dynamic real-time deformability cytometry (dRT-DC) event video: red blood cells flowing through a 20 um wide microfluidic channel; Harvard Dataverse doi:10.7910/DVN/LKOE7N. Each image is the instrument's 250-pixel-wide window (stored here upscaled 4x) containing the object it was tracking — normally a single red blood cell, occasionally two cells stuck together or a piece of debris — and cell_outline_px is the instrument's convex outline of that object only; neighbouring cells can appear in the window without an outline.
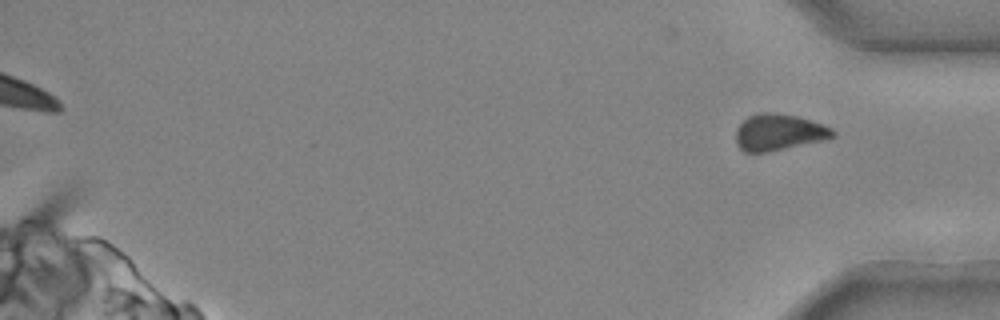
{"species": "common noctule bat (a hibernating species)", "species_latin": "Nyctalus noctula", "temperature_condition": "cold", "stored_images_in_passage": 24, "segment_of_instrument_passage": [2, 2], "camera_frame_rate_fps": 3000, "um_per_image_px": 0.085, "animal": {"sex": "male", "body_mass_g": 20.4}, "frame": {"image": 1, "passage_image": 24, "time_ms": 7.667, "image_size_px": [1000, 320], "cell_outline_px": [[836, 136], [828, 140], [764, 152], [744, 152], [736, 144], [736, 128], [748, 116], [760, 112], [776, 112], [796, 116], [824, 124], [832, 128], [836, 132]], "centroid_in_image_um": [66.23, 11.24], "position_along_channel_um": 369.0, "area_um2": 20.81}}